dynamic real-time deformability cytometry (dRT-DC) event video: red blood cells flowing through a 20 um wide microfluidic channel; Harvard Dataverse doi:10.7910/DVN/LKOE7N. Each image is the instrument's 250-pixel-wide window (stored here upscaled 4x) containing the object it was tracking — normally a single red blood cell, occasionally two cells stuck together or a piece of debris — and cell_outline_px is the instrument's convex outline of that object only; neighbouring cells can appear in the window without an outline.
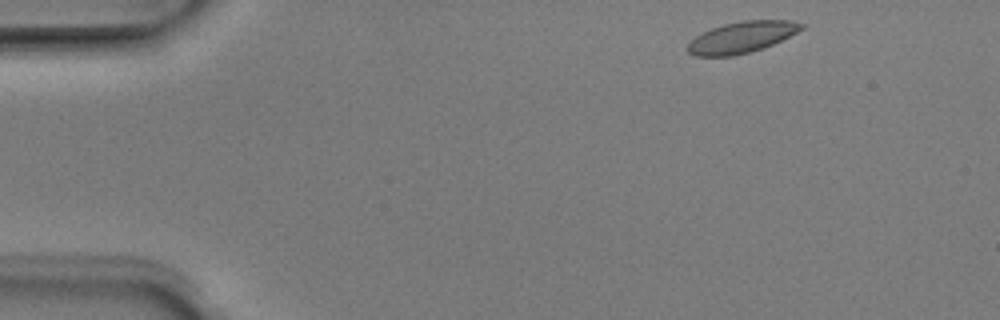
{"species": "Egyptian fruit bat (a non-hibernating species)", "species_latin": "Rousettus aegyptiacus", "temperature_condition": "room temperature", "stored_images_in_passage": 7, "camera_frame_rate_fps": 3000, "um_per_image_px": 0.085, "animal": {"sex": "male"}, "frame": {"image": 1, "passage_image": 1, "time_ms": 0.0, "image_size_px": [1000, 320], "cell_outline_px": [[804, 28], [772, 44], [748, 52], [732, 56], [692, 56], [688, 52], [688, 44], [696, 36], [712, 28], [724, 24], [744, 20], [788, 20], [804, 24]], "centroid_in_image_um": [63.02, 3.16], "position_along_channel_um": 22.0, "area_um2": 20.29}}
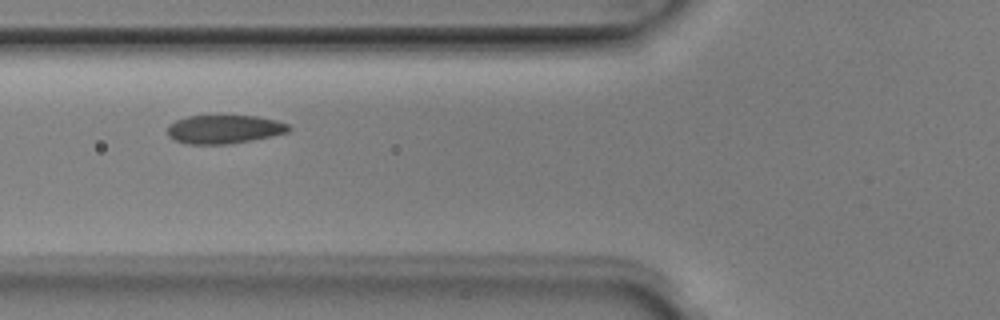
{"frame": {"image": 2, "passage_image": 4, "time_ms": 1.0, "image_size_px": [1000, 320], "cell_outline_px": [[292, 128], [288, 132], [272, 136], [252, 140], [228, 144], [188, 144], [176, 140], [168, 136], [168, 124], [176, 120], [188, 116], [256, 116], [276, 120], [288, 124]], "centroid_in_image_um": [19.07, 10.99], "position_along_channel_um": 106.7, "area_um2": 20.17}}
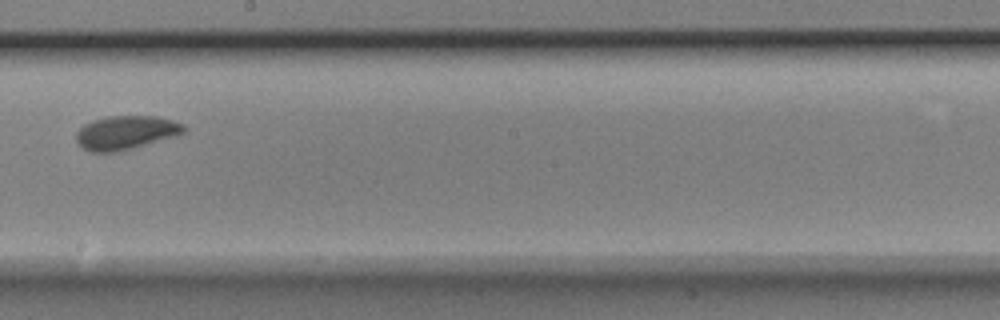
{"frame": {"image": 3, "passage_image": 7, "time_ms": 2.0, "image_size_px": [1000, 320], "cell_outline_px": [[188, 128], [184, 132], [176, 136], [132, 148], [116, 152], [92, 152], [84, 148], [76, 140], [76, 132], [84, 124], [92, 120], [108, 116], [156, 116], [172, 120], [184, 124]], "centroid_in_image_um": [10.71, 11.26], "position_along_channel_um": 237.5, "area_um2": 21.15}}